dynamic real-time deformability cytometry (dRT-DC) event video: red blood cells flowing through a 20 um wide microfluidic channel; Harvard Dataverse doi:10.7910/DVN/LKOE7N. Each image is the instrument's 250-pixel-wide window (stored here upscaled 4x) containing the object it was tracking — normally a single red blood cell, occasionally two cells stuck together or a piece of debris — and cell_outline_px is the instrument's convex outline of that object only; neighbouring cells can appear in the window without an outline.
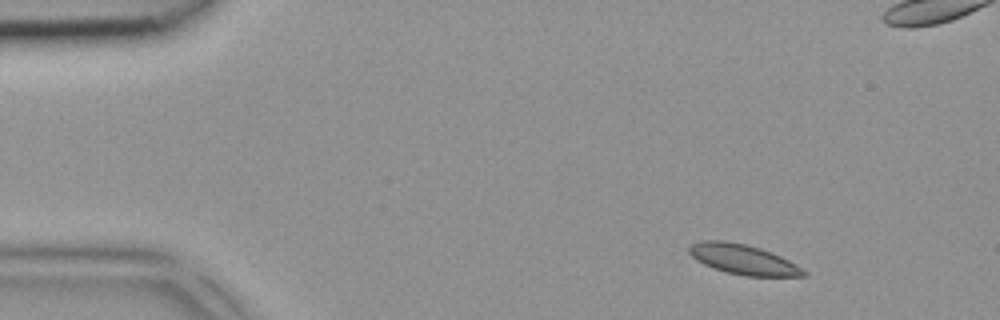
{"species": "common noctule bat (a hibernating species)", "species_latin": "Nyctalus noctula", "temperature_condition": "room temperature", "stored_images_in_passage": 4, "camera_frame_rate_fps": 3000, "um_per_image_px": 0.085, "animal": {"sex": "female", "body_mass_g": 18.4}, "frame": {"image": 1, "passage_image": 1, "time_ms": 0.0, "image_size_px": [1000, 320], "cell_outline_px": [[808, 276], [744, 276], [728, 272], [704, 264], [696, 260], [688, 252], [688, 248], [692, 244], [700, 240], [724, 240], [744, 244], [760, 248], [772, 252], [796, 264], [808, 272]], "centroid_in_image_um": [63.18, 22.04], "position_along_channel_um": 21.8, "area_um2": 19.94}}